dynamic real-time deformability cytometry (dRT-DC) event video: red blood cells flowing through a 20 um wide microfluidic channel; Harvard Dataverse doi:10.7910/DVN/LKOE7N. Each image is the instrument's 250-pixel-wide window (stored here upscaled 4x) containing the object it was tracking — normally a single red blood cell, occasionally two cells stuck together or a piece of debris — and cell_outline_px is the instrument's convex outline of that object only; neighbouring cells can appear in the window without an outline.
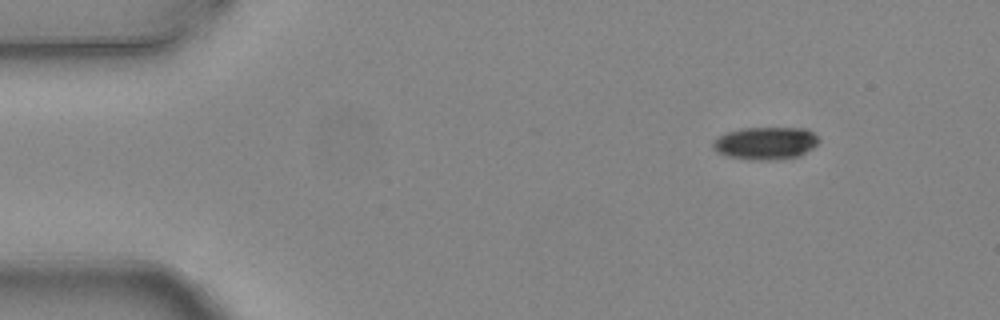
{"species": "common noctule bat (a hibernating species)", "species_latin": "Nyctalus noctula", "temperature_condition": "warm", "stored_images_in_passage": 3, "camera_frame_rate_fps": 3000, "um_per_image_px": 0.085, "animal": {"sex": "female", "body_mass_g": 24.6, "forearm_length_mm": 56.2}, "frame": {"image": 1, "passage_image": 1, "time_ms": 0.0, "image_size_px": [1000, 320], "cell_outline_px": [[820, 140], [812, 148], [800, 156], [772, 160], [748, 160], [728, 156], [716, 152], [712, 148], [712, 140], [728, 132], [740, 128], [808, 128]], "centroid_in_image_um": [65.05, 12.17], "position_along_channel_um": 19.9, "area_um2": 20.23}}
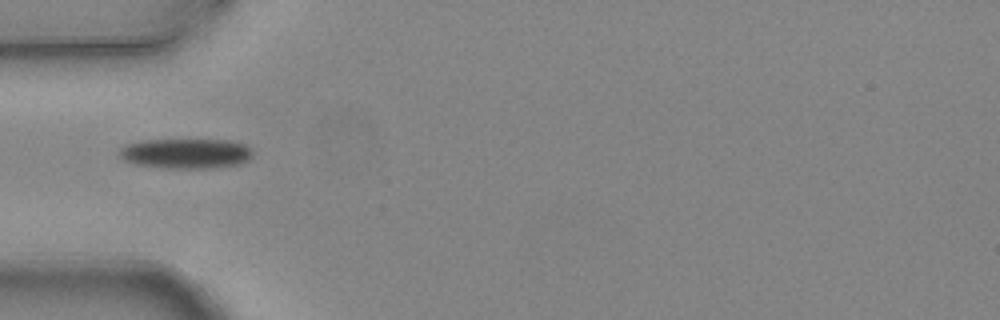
{"frame": {"image": 2, "passage_image": 3, "time_ms": 0.667, "image_size_px": [1000, 320], "cell_outline_px": [[252, 156], [248, 160], [240, 164], [212, 168], [164, 168], [136, 164], [124, 160], [120, 156], [120, 148], [128, 144], [140, 140], [228, 140], [244, 144], [252, 152]], "centroid_in_image_um": [15.8, 13.05], "position_along_channel_um": 69.2, "area_um2": 23.24}}